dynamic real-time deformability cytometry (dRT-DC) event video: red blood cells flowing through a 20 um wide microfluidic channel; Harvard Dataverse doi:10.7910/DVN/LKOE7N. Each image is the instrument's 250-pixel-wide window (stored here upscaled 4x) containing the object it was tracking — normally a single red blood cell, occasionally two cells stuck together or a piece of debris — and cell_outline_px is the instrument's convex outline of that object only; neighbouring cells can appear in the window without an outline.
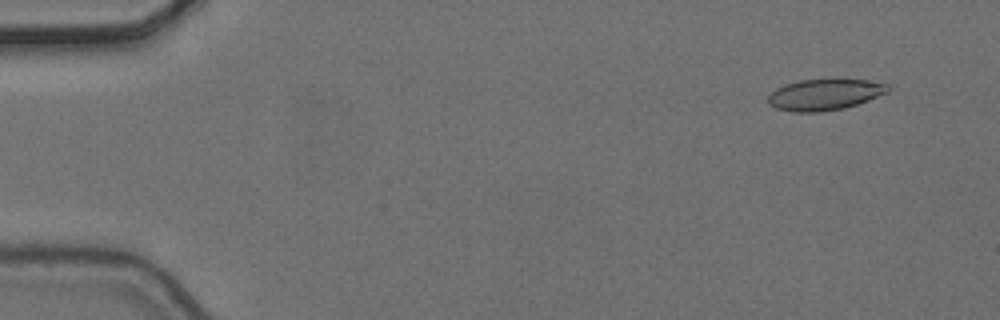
{"species": "common noctule bat (a hibernating species)", "species_latin": "Nyctalus noctula", "temperature_condition": "cold", "stored_images_in_passage": 6, "camera_frame_rate_fps": 3000, "um_per_image_px": 0.085, "animal": {"sex": "female", "body_mass_g": 24.6, "forearm_length_mm": 56.2}, "frame": {"image": 1, "passage_image": 2, "time_ms": 0.333, "image_size_px": [1000, 320], "cell_outline_px": [[892, 88], [888, 92], [868, 100], [844, 108], [820, 112], [792, 112], [776, 108], [768, 104], [768, 96], [776, 88], [800, 80], [836, 76], [868, 80], [888, 84]], "centroid_in_image_um": [70.14, 7.99], "position_along_channel_um": 14.9, "area_um2": 22.54}}
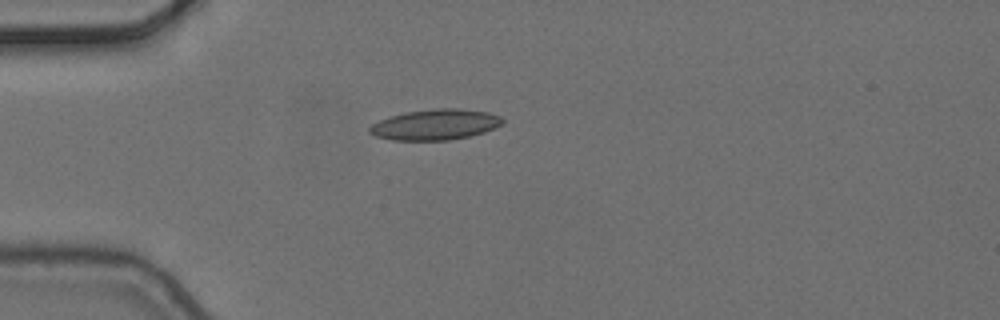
{"frame": {"image": 2, "passage_image": 5, "time_ms": 1.333, "image_size_px": [1000, 320], "cell_outline_px": [[504, 124], [484, 132], [468, 136], [448, 140], [392, 140], [376, 136], [368, 132], [368, 128], [372, 124], [388, 116], [404, 112], [432, 108], [460, 108], [488, 112], [500, 116], [504, 120]], "centroid_in_image_um": [36.99, 10.58], "position_along_channel_um": 48.0, "area_um2": 23.93}}